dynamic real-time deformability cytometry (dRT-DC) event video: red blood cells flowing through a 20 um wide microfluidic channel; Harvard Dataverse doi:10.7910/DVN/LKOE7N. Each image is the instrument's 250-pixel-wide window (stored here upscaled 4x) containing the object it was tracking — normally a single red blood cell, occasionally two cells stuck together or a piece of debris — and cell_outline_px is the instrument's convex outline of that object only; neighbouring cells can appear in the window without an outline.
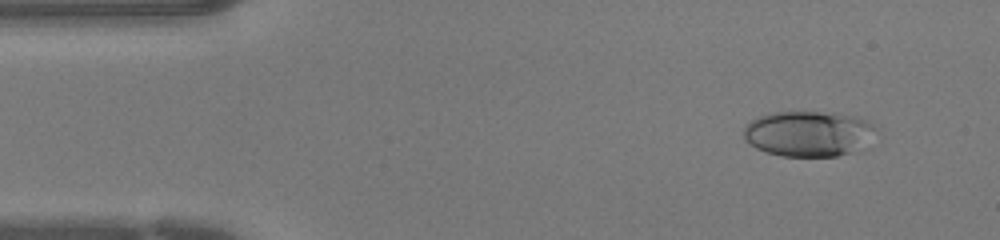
{"species": "human", "species_latin": "Homo sapiens", "temperature_condition": "warm", "stored_images_in_passage": 44, "camera_frame_rate_fps": 3000, "um_per_image_px": 0.085, "donor": {"sex": "female"}, "frame": {"image": 1, "passage_image": 4, "time_ms": 1.0, "image_size_px": [1000, 240], "cell_outline_px": [[872, 128], [848, 152], [836, 156], [784, 156], [768, 152], [756, 148], [744, 140], [744, 128], [752, 120], [768, 112], [836, 112], [856, 116], [872, 124]], "centroid_in_image_um": [68.52, 11.32], "position_along_channel_um": 16.5, "area_um2": 33.58}}
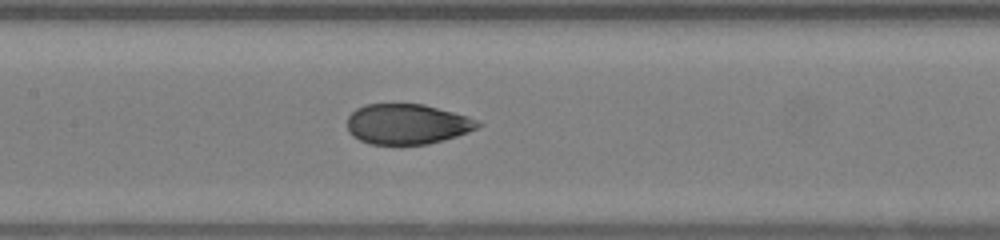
{"frame": {"image": 2, "passage_image": 20, "time_ms": 6.333, "image_size_px": [1000, 240], "cell_outline_px": [[484, 124], [468, 132], [444, 140], [428, 144], [372, 144], [360, 140], [352, 136], [348, 132], [348, 116], [356, 108], [364, 104], [424, 104], [468, 116]], "centroid_in_image_um": [34.6, 10.54], "position_along_channel_um": 172.8, "area_um2": 30.69}}
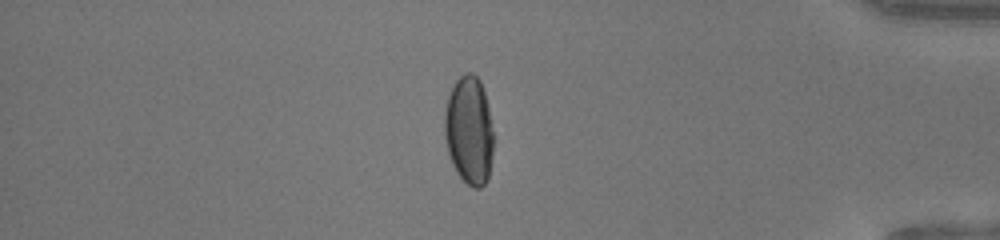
{"frame": {"image": 3, "passage_image": 37, "time_ms": 12.0, "image_size_px": [1000, 240], "cell_outline_px": [[492, 156], [488, 176], [484, 184], [480, 188], [472, 188], [456, 172], [452, 164], [448, 152], [444, 136], [444, 112], [448, 96], [456, 80], [464, 72], [472, 72], [480, 80], [484, 92], [488, 108], [492, 132]], "centroid_in_image_um": [39.85, 11.07], "position_along_channel_um": 395.4, "area_um2": 30.75}}